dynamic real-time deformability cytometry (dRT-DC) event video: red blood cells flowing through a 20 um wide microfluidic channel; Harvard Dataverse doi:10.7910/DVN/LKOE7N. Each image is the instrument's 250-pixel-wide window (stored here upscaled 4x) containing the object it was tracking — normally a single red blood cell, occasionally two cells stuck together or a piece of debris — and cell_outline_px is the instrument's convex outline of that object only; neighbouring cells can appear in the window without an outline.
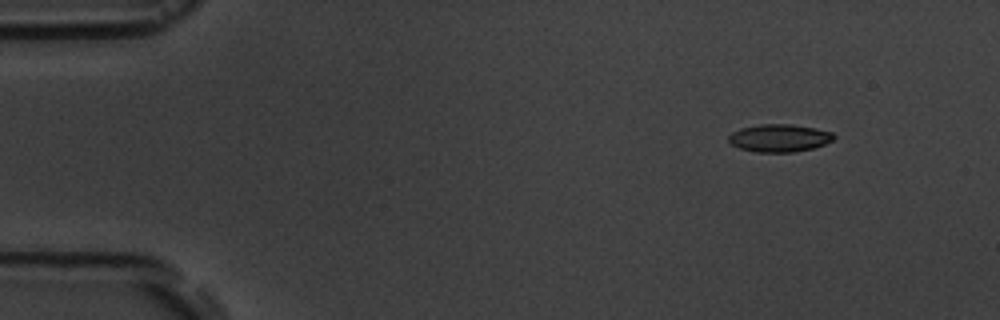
{"species": "common noctule bat (a hibernating species)", "species_latin": "Nyctalus noctula", "temperature_condition": "room temperature", "stored_images_in_passage": 6, "segment_of_instrument_passage": [2, 2], "camera_frame_rate_fps": 3000, "um_per_image_px": 0.085, "animal": {"sex": "male", "body_mass_g": 19.5, "forearm_length_mm": 54.6}, "frame": {"image": 1, "passage_image": 6, "time_ms": 6.667, "image_size_px": [1000, 320], "cell_outline_px": [[836, 136], [832, 140], [824, 144], [812, 148], [792, 152], [756, 152], [740, 148], [732, 144], [728, 140], [728, 136], [732, 132], [740, 128], [760, 124], [792, 124], [816, 128], [832, 132]], "centroid_in_image_um": [66.24, 11.72], "position_along_channel_um": 18.8, "area_um2": 16.94}}